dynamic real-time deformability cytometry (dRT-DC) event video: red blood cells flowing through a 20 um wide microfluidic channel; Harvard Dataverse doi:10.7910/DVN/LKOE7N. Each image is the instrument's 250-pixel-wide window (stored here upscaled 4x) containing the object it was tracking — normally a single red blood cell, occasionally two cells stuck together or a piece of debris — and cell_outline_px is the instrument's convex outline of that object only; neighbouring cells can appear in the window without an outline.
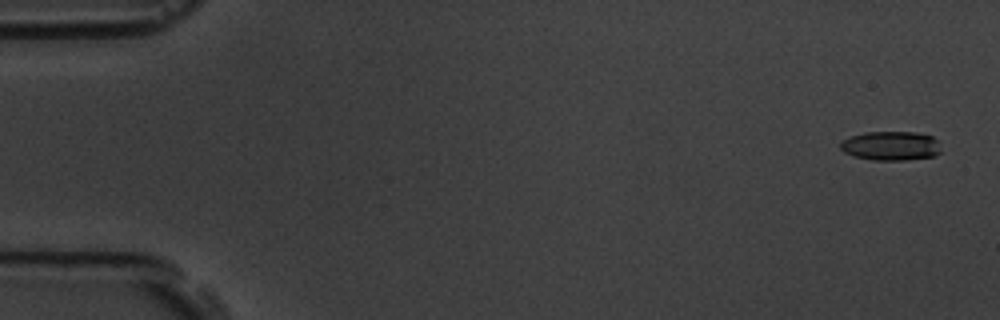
{"species": "common noctule bat (a hibernating species)", "species_latin": "Nyctalus noctula", "temperature_condition": "room temperature", "stored_images_in_passage": 3, "camera_frame_rate_fps": 3000, "um_per_image_px": 0.085, "animal": {"sex": "male", "body_mass_g": 19.5, "forearm_length_mm": 54.6}, "frame": {"image": 1, "passage_image": 1, "time_ms": 0.0, "image_size_px": [1000, 320], "cell_outline_px": [[940, 152], [936, 156], [908, 160], [872, 160], [852, 156], [844, 152], [840, 148], [840, 140], [864, 132], [916, 132], [932, 136], [936, 140]], "centroid_in_image_um": [75.69, 12.4], "position_along_channel_um": 9.3, "area_um2": 17.22}}